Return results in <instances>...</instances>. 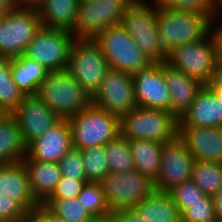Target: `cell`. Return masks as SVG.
I'll return each instance as SVG.
<instances>
[{"mask_svg":"<svg viewBox=\"0 0 222 222\" xmlns=\"http://www.w3.org/2000/svg\"><path fill=\"white\" fill-rule=\"evenodd\" d=\"M23 222H53V216L43 206H40L33 211H27Z\"/></svg>","mask_w":222,"mask_h":222,"instance_id":"60d3db41","label":"cell"},{"mask_svg":"<svg viewBox=\"0 0 222 222\" xmlns=\"http://www.w3.org/2000/svg\"><path fill=\"white\" fill-rule=\"evenodd\" d=\"M108 222H145L134 209L120 210L111 213Z\"/></svg>","mask_w":222,"mask_h":222,"instance_id":"ab89813d","label":"cell"},{"mask_svg":"<svg viewBox=\"0 0 222 222\" xmlns=\"http://www.w3.org/2000/svg\"><path fill=\"white\" fill-rule=\"evenodd\" d=\"M93 40L101 48L109 68L133 74L153 63L121 24L106 28Z\"/></svg>","mask_w":222,"mask_h":222,"instance_id":"52a82bcc","label":"cell"},{"mask_svg":"<svg viewBox=\"0 0 222 222\" xmlns=\"http://www.w3.org/2000/svg\"><path fill=\"white\" fill-rule=\"evenodd\" d=\"M194 164L191 152L178 136L163 143L160 170L154 181L156 191L168 192L173 187L190 181Z\"/></svg>","mask_w":222,"mask_h":222,"instance_id":"9a60e30c","label":"cell"},{"mask_svg":"<svg viewBox=\"0 0 222 222\" xmlns=\"http://www.w3.org/2000/svg\"><path fill=\"white\" fill-rule=\"evenodd\" d=\"M135 169L155 181L159 174L163 143L153 140H129Z\"/></svg>","mask_w":222,"mask_h":222,"instance_id":"4316f807","label":"cell"},{"mask_svg":"<svg viewBox=\"0 0 222 222\" xmlns=\"http://www.w3.org/2000/svg\"><path fill=\"white\" fill-rule=\"evenodd\" d=\"M92 103L110 114L122 117L137 107L132 74L109 68Z\"/></svg>","mask_w":222,"mask_h":222,"instance_id":"4fadbf2b","label":"cell"},{"mask_svg":"<svg viewBox=\"0 0 222 222\" xmlns=\"http://www.w3.org/2000/svg\"><path fill=\"white\" fill-rule=\"evenodd\" d=\"M137 106L170 112L169 90L162 63L153 62L132 74Z\"/></svg>","mask_w":222,"mask_h":222,"instance_id":"2e32d148","label":"cell"},{"mask_svg":"<svg viewBox=\"0 0 222 222\" xmlns=\"http://www.w3.org/2000/svg\"><path fill=\"white\" fill-rule=\"evenodd\" d=\"M216 57L212 42L205 38L174 48L166 62L207 85L212 78Z\"/></svg>","mask_w":222,"mask_h":222,"instance_id":"5bb4252c","label":"cell"},{"mask_svg":"<svg viewBox=\"0 0 222 222\" xmlns=\"http://www.w3.org/2000/svg\"><path fill=\"white\" fill-rule=\"evenodd\" d=\"M178 137L195 161L222 163V127L178 126Z\"/></svg>","mask_w":222,"mask_h":222,"instance_id":"d6986e66","label":"cell"},{"mask_svg":"<svg viewBox=\"0 0 222 222\" xmlns=\"http://www.w3.org/2000/svg\"><path fill=\"white\" fill-rule=\"evenodd\" d=\"M86 183L87 180H76L67 176H61L52 194L46 200L77 198Z\"/></svg>","mask_w":222,"mask_h":222,"instance_id":"74e56055","label":"cell"},{"mask_svg":"<svg viewBox=\"0 0 222 222\" xmlns=\"http://www.w3.org/2000/svg\"><path fill=\"white\" fill-rule=\"evenodd\" d=\"M157 7L153 0H133L123 15L121 25L152 62L167 60L157 24Z\"/></svg>","mask_w":222,"mask_h":222,"instance_id":"3957f363","label":"cell"},{"mask_svg":"<svg viewBox=\"0 0 222 222\" xmlns=\"http://www.w3.org/2000/svg\"><path fill=\"white\" fill-rule=\"evenodd\" d=\"M15 8L16 6L11 0H0V14H7Z\"/></svg>","mask_w":222,"mask_h":222,"instance_id":"f6af8a7d","label":"cell"},{"mask_svg":"<svg viewBox=\"0 0 222 222\" xmlns=\"http://www.w3.org/2000/svg\"><path fill=\"white\" fill-rule=\"evenodd\" d=\"M41 205L34 199L22 161L0 168V222H23L27 211Z\"/></svg>","mask_w":222,"mask_h":222,"instance_id":"7a4b0ae2","label":"cell"},{"mask_svg":"<svg viewBox=\"0 0 222 222\" xmlns=\"http://www.w3.org/2000/svg\"><path fill=\"white\" fill-rule=\"evenodd\" d=\"M62 176L76 180H86L81 150L71 147L58 161Z\"/></svg>","mask_w":222,"mask_h":222,"instance_id":"8d00e7d4","label":"cell"},{"mask_svg":"<svg viewBox=\"0 0 222 222\" xmlns=\"http://www.w3.org/2000/svg\"><path fill=\"white\" fill-rule=\"evenodd\" d=\"M178 126L169 111L138 106L120 118L121 135L128 140L169 142L178 136Z\"/></svg>","mask_w":222,"mask_h":222,"instance_id":"8992f818","label":"cell"},{"mask_svg":"<svg viewBox=\"0 0 222 222\" xmlns=\"http://www.w3.org/2000/svg\"><path fill=\"white\" fill-rule=\"evenodd\" d=\"M179 126L222 127V102L204 85L191 107L179 120Z\"/></svg>","mask_w":222,"mask_h":222,"instance_id":"44dd1931","label":"cell"},{"mask_svg":"<svg viewBox=\"0 0 222 222\" xmlns=\"http://www.w3.org/2000/svg\"><path fill=\"white\" fill-rule=\"evenodd\" d=\"M212 198L218 222H222V190L215 194Z\"/></svg>","mask_w":222,"mask_h":222,"instance_id":"7bdbcfd3","label":"cell"},{"mask_svg":"<svg viewBox=\"0 0 222 222\" xmlns=\"http://www.w3.org/2000/svg\"><path fill=\"white\" fill-rule=\"evenodd\" d=\"M36 95L60 119H69L92 103V97L67 69L49 71L41 82Z\"/></svg>","mask_w":222,"mask_h":222,"instance_id":"6da1fadb","label":"cell"},{"mask_svg":"<svg viewBox=\"0 0 222 222\" xmlns=\"http://www.w3.org/2000/svg\"><path fill=\"white\" fill-rule=\"evenodd\" d=\"M16 7L37 8L41 0H11Z\"/></svg>","mask_w":222,"mask_h":222,"instance_id":"ee69618b","label":"cell"},{"mask_svg":"<svg viewBox=\"0 0 222 222\" xmlns=\"http://www.w3.org/2000/svg\"><path fill=\"white\" fill-rule=\"evenodd\" d=\"M212 8L216 16H222V0H211Z\"/></svg>","mask_w":222,"mask_h":222,"instance_id":"bcb514c9","label":"cell"},{"mask_svg":"<svg viewBox=\"0 0 222 222\" xmlns=\"http://www.w3.org/2000/svg\"><path fill=\"white\" fill-rule=\"evenodd\" d=\"M208 87H222V59H216L211 81Z\"/></svg>","mask_w":222,"mask_h":222,"instance_id":"b9f144b4","label":"cell"},{"mask_svg":"<svg viewBox=\"0 0 222 222\" xmlns=\"http://www.w3.org/2000/svg\"><path fill=\"white\" fill-rule=\"evenodd\" d=\"M3 15H4V14H0V22H1L2 18H3Z\"/></svg>","mask_w":222,"mask_h":222,"instance_id":"816d5d0a","label":"cell"},{"mask_svg":"<svg viewBox=\"0 0 222 222\" xmlns=\"http://www.w3.org/2000/svg\"><path fill=\"white\" fill-rule=\"evenodd\" d=\"M34 199L41 205L53 192L61 179L58 163L22 160Z\"/></svg>","mask_w":222,"mask_h":222,"instance_id":"7402d4cb","label":"cell"},{"mask_svg":"<svg viewBox=\"0 0 222 222\" xmlns=\"http://www.w3.org/2000/svg\"><path fill=\"white\" fill-rule=\"evenodd\" d=\"M77 200L97 222H108L111 212L101 182H87Z\"/></svg>","mask_w":222,"mask_h":222,"instance_id":"83f0119b","label":"cell"},{"mask_svg":"<svg viewBox=\"0 0 222 222\" xmlns=\"http://www.w3.org/2000/svg\"><path fill=\"white\" fill-rule=\"evenodd\" d=\"M87 182H101L109 173L105 146L81 150Z\"/></svg>","mask_w":222,"mask_h":222,"instance_id":"d6a6232c","label":"cell"},{"mask_svg":"<svg viewBox=\"0 0 222 222\" xmlns=\"http://www.w3.org/2000/svg\"><path fill=\"white\" fill-rule=\"evenodd\" d=\"M133 0L80 1L72 32L75 39H94L110 26L121 24L128 5Z\"/></svg>","mask_w":222,"mask_h":222,"instance_id":"8fae6325","label":"cell"},{"mask_svg":"<svg viewBox=\"0 0 222 222\" xmlns=\"http://www.w3.org/2000/svg\"><path fill=\"white\" fill-rule=\"evenodd\" d=\"M4 114V112L0 108V117Z\"/></svg>","mask_w":222,"mask_h":222,"instance_id":"f907efd6","label":"cell"},{"mask_svg":"<svg viewBox=\"0 0 222 222\" xmlns=\"http://www.w3.org/2000/svg\"><path fill=\"white\" fill-rule=\"evenodd\" d=\"M110 212L133 209L155 191L154 180L136 169L109 172L101 181Z\"/></svg>","mask_w":222,"mask_h":222,"instance_id":"ba28073f","label":"cell"},{"mask_svg":"<svg viewBox=\"0 0 222 222\" xmlns=\"http://www.w3.org/2000/svg\"><path fill=\"white\" fill-rule=\"evenodd\" d=\"M42 27L37 8L16 7L0 22V58L24 55L28 44Z\"/></svg>","mask_w":222,"mask_h":222,"instance_id":"9c48e42d","label":"cell"},{"mask_svg":"<svg viewBox=\"0 0 222 222\" xmlns=\"http://www.w3.org/2000/svg\"><path fill=\"white\" fill-rule=\"evenodd\" d=\"M71 32L42 26L28 44L27 58L43 65L48 71L67 69L72 42Z\"/></svg>","mask_w":222,"mask_h":222,"instance_id":"7c38bea8","label":"cell"},{"mask_svg":"<svg viewBox=\"0 0 222 222\" xmlns=\"http://www.w3.org/2000/svg\"><path fill=\"white\" fill-rule=\"evenodd\" d=\"M25 94L17 87L11 72V59L0 58V108L11 113L23 100Z\"/></svg>","mask_w":222,"mask_h":222,"instance_id":"f546056e","label":"cell"},{"mask_svg":"<svg viewBox=\"0 0 222 222\" xmlns=\"http://www.w3.org/2000/svg\"><path fill=\"white\" fill-rule=\"evenodd\" d=\"M27 155V145L13 115L0 117V159L5 163L22 161Z\"/></svg>","mask_w":222,"mask_h":222,"instance_id":"d4e9b609","label":"cell"},{"mask_svg":"<svg viewBox=\"0 0 222 222\" xmlns=\"http://www.w3.org/2000/svg\"><path fill=\"white\" fill-rule=\"evenodd\" d=\"M162 70L170 97V113L179 121L191 107L204 84L188 74L162 62Z\"/></svg>","mask_w":222,"mask_h":222,"instance_id":"ffe728a7","label":"cell"},{"mask_svg":"<svg viewBox=\"0 0 222 222\" xmlns=\"http://www.w3.org/2000/svg\"><path fill=\"white\" fill-rule=\"evenodd\" d=\"M156 7L170 10H183L207 16L210 20L216 15L211 0H153Z\"/></svg>","mask_w":222,"mask_h":222,"instance_id":"e575fe53","label":"cell"},{"mask_svg":"<svg viewBox=\"0 0 222 222\" xmlns=\"http://www.w3.org/2000/svg\"><path fill=\"white\" fill-rule=\"evenodd\" d=\"M109 172H125L135 169L129 140L121 134L105 145Z\"/></svg>","mask_w":222,"mask_h":222,"instance_id":"1f68e13d","label":"cell"},{"mask_svg":"<svg viewBox=\"0 0 222 222\" xmlns=\"http://www.w3.org/2000/svg\"><path fill=\"white\" fill-rule=\"evenodd\" d=\"M68 121L72 147L80 150L105 146L121 134L120 117L106 112L93 103Z\"/></svg>","mask_w":222,"mask_h":222,"instance_id":"277c9868","label":"cell"},{"mask_svg":"<svg viewBox=\"0 0 222 222\" xmlns=\"http://www.w3.org/2000/svg\"><path fill=\"white\" fill-rule=\"evenodd\" d=\"M216 97L222 102V87H209Z\"/></svg>","mask_w":222,"mask_h":222,"instance_id":"7dc6e473","label":"cell"},{"mask_svg":"<svg viewBox=\"0 0 222 222\" xmlns=\"http://www.w3.org/2000/svg\"><path fill=\"white\" fill-rule=\"evenodd\" d=\"M11 114L27 146L60 120L36 94L25 95Z\"/></svg>","mask_w":222,"mask_h":222,"instance_id":"e0dca14e","label":"cell"},{"mask_svg":"<svg viewBox=\"0 0 222 222\" xmlns=\"http://www.w3.org/2000/svg\"><path fill=\"white\" fill-rule=\"evenodd\" d=\"M12 78L17 87L25 94H37L48 70L40 63L24 55L11 59Z\"/></svg>","mask_w":222,"mask_h":222,"instance_id":"484cf974","label":"cell"},{"mask_svg":"<svg viewBox=\"0 0 222 222\" xmlns=\"http://www.w3.org/2000/svg\"><path fill=\"white\" fill-rule=\"evenodd\" d=\"M4 164H5V162L0 159V168H1Z\"/></svg>","mask_w":222,"mask_h":222,"instance_id":"681fc988","label":"cell"},{"mask_svg":"<svg viewBox=\"0 0 222 222\" xmlns=\"http://www.w3.org/2000/svg\"><path fill=\"white\" fill-rule=\"evenodd\" d=\"M53 222H66V221L53 216Z\"/></svg>","mask_w":222,"mask_h":222,"instance_id":"c3c4849f","label":"cell"},{"mask_svg":"<svg viewBox=\"0 0 222 222\" xmlns=\"http://www.w3.org/2000/svg\"><path fill=\"white\" fill-rule=\"evenodd\" d=\"M108 69V62L93 39L72 42L67 71L91 97L99 89Z\"/></svg>","mask_w":222,"mask_h":222,"instance_id":"30bf717a","label":"cell"},{"mask_svg":"<svg viewBox=\"0 0 222 222\" xmlns=\"http://www.w3.org/2000/svg\"><path fill=\"white\" fill-rule=\"evenodd\" d=\"M133 209L145 222H181V213L168 192L155 191Z\"/></svg>","mask_w":222,"mask_h":222,"instance_id":"cb8c5ba5","label":"cell"},{"mask_svg":"<svg viewBox=\"0 0 222 222\" xmlns=\"http://www.w3.org/2000/svg\"><path fill=\"white\" fill-rule=\"evenodd\" d=\"M181 222H218L213 198L205 196L200 202L189 203L181 212Z\"/></svg>","mask_w":222,"mask_h":222,"instance_id":"836d02e7","label":"cell"},{"mask_svg":"<svg viewBox=\"0 0 222 222\" xmlns=\"http://www.w3.org/2000/svg\"><path fill=\"white\" fill-rule=\"evenodd\" d=\"M191 180L206 196L213 197L222 190V163L195 161Z\"/></svg>","mask_w":222,"mask_h":222,"instance_id":"f1b7e54d","label":"cell"},{"mask_svg":"<svg viewBox=\"0 0 222 222\" xmlns=\"http://www.w3.org/2000/svg\"><path fill=\"white\" fill-rule=\"evenodd\" d=\"M71 147L70 123L68 119H60L27 146V155L23 160L58 163Z\"/></svg>","mask_w":222,"mask_h":222,"instance_id":"ac0fdd59","label":"cell"},{"mask_svg":"<svg viewBox=\"0 0 222 222\" xmlns=\"http://www.w3.org/2000/svg\"><path fill=\"white\" fill-rule=\"evenodd\" d=\"M208 36L212 42L216 59H222V16H216L210 20Z\"/></svg>","mask_w":222,"mask_h":222,"instance_id":"f35d334b","label":"cell"},{"mask_svg":"<svg viewBox=\"0 0 222 222\" xmlns=\"http://www.w3.org/2000/svg\"><path fill=\"white\" fill-rule=\"evenodd\" d=\"M41 206L52 216L65 220L66 222H97L77 198L45 200Z\"/></svg>","mask_w":222,"mask_h":222,"instance_id":"4dcf8cb0","label":"cell"},{"mask_svg":"<svg viewBox=\"0 0 222 222\" xmlns=\"http://www.w3.org/2000/svg\"><path fill=\"white\" fill-rule=\"evenodd\" d=\"M80 0H41L37 6L42 26L73 32Z\"/></svg>","mask_w":222,"mask_h":222,"instance_id":"603a6c76","label":"cell"},{"mask_svg":"<svg viewBox=\"0 0 222 222\" xmlns=\"http://www.w3.org/2000/svg\"><path fill=\"white\" fill-rule=\"evenodd\" d=\"M168 193L171 195L180 213L189 207V203L200 202L206 196L193 180L173 187Z\"/></svg>","mask_w":222,"mask_h":222,"instance_id":"d590c367","label":"cell"},{"mask_svg":"<svg viewBox=\"0 0 222 222\" xmlns=\"http://www.w3.org/2000/svg\"><path fill=\"white\" fill-rule=\"evenodd\" d=\"M156 16L160 41L166 54L176 47L202 40L208 35L210 19L207 16L159 7Z\"/></svg>","mask_w":222,"mask_h":222,"instance_id":"5b68a950","label":"cell"}]
</instances>
